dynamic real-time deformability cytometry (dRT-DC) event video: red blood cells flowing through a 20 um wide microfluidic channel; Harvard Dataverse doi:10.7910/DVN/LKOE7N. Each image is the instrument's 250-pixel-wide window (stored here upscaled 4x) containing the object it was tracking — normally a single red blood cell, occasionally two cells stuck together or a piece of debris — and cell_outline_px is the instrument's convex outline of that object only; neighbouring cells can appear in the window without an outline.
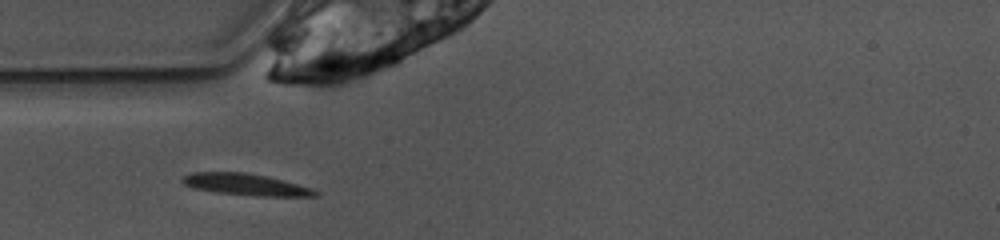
{"species": "common noctule bat (a hibernating species)", "species_latin": "Nyctalus noctula", "temperature_condition": "warm", "stored_images_in_passage": 7, "camera_frame_rate_fps": 3000, "um_per_image_px": 0.085, "animal": {"sex": "female", "body_mass_g": 10.0, "forearm_length_mm": 53.1}, "frame": {"image": 1, "passage_image": 1, "time_ms": 0.0, "image_size_px": [1000, 240], "cell_outline_px": [[320, 196], [256, 196], [216, 192], [196, 188], [184, 184], [180, 180], [184, 176], [192, 172], [244, 172], [268, 176], [284, 180], [312, 188], [320, 192]], "centroid_in_image_um": [20.94, 15.68], "position_along_channel_um": 64.1, "area_um2": 16.76}}
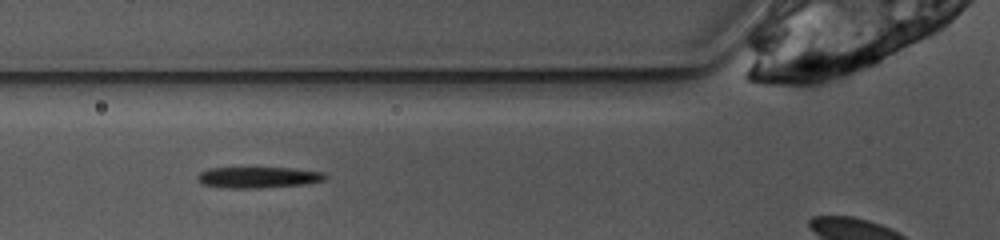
{"frame": {"image": 2, "passage_image": 4, "time_ms": 1.0, "image_size_px": [1000, 240], "cell_outline_px": [[328, 176], [324, 180], [308, 184], [260, 188], [228, 188], [204, 184], [196, 180], [196, 176], [200, 172], [208, 168], [292, 168], [324, 172]], "centroid_in_image_um": [21.97, 15.07], "position_along_channel_um": 103.8, "area_um2": 15.78}}